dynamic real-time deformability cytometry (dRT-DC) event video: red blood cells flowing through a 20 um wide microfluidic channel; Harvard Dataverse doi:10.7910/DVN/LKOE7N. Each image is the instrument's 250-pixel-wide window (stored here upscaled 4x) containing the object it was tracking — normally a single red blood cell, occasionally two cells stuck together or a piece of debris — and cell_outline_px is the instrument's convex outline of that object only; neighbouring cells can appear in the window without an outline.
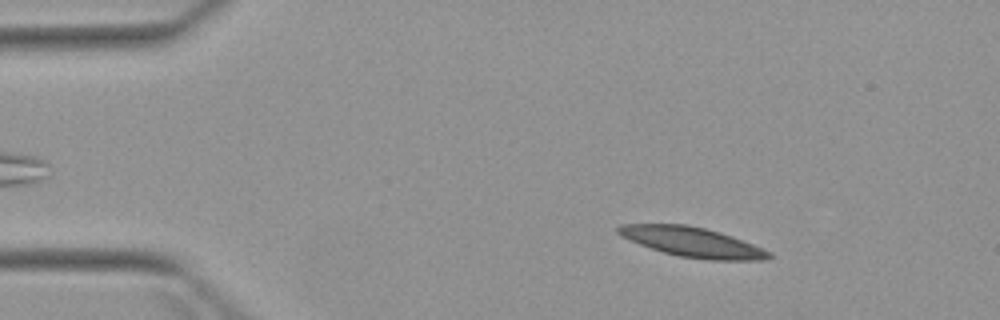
{"species": "Egyptian fruit bat (a non-hibernating species)", "species_latin": "Rousettus aegyptiacus", "temperature_condition": "warm", "stored_images_in_passage": 3, "camera_frame_rate_fps": 3000, "um_per_image_px": 0.085, "animal": {"sex": "female"}, "frame": {"image": 1, "passage_image": 1, "time_ms": 0.0, "image_size_px": [1000, 320], "cell_outline_px": [[772, 256], [764, 260], [712, 260], [680, 256], [664, 252], [628, 240], [620, 236], [616, 232], [616, 228], [620, 224], [688, 224], [720, 232], [732, 236], [764, 248], [772, 252]], "centroid_in_image_um": [58.85, 20.57], "position_along_channel_um": 26.1, "area_um2": 26.13}}